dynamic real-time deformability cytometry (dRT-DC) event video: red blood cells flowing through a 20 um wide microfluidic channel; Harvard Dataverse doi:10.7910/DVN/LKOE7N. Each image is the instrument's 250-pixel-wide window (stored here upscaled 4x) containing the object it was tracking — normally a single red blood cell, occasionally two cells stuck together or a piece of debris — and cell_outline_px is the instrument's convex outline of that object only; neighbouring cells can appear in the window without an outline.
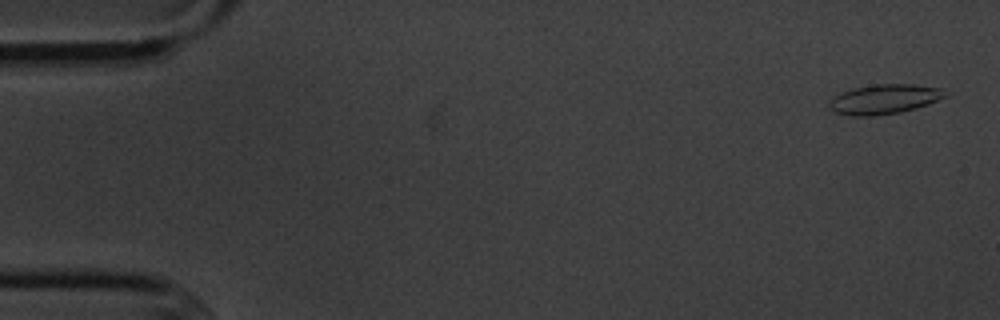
{"species": "common noctule bat (a hibernating species)", "species_latin": "Nyctalus noctula", "temperature_condition": "cold", "stored_images_in_passage": 6, "segment_of_instrument_passage": [2, 2], "camera_frame_rate_fps": 3000, "um_per_image_px": 0.085, "animal": {"sex": "male", "body_mass_g": 20.1, "forearm_length_mm": 53.5}, "frame": {"image": 1, "passage_image": 6, "time_ms": 6.0, "image_size_px": [1000, 320], "cell_outline_px": [[948, 96], [916, 108], [900, 112], [872, 116], [852, 116], [836, 112], [828, 108], [828, 104], [840, 92], [852, 88], [876, 84], [912, 84], [940, 88]], "centroid_in_image_um": [75.14, 8.43], "position_along_channel_um": 9.9, "area_um2": 19.88}}